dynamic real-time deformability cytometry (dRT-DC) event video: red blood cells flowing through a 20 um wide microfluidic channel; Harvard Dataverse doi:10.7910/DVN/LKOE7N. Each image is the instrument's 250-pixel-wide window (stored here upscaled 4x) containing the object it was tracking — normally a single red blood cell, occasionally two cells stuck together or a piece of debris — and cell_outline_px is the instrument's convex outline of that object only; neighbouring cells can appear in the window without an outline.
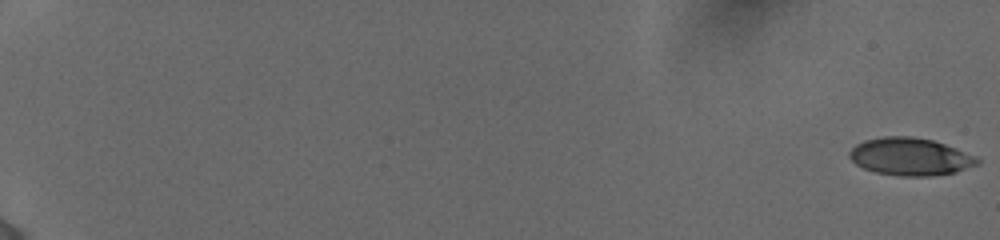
{"species": "human", "species_latin": "Homo sapiens", "temperature_condition": "cold", "stored_images_in_passage": 57, "camera_frame_rate_fps": 3000, "um_per_image_px": 0.085, "donor": {"sex": "female"}, "frame": {"image": 1, "passage_image": 1, "time_ms": 0.0, "image_size_px": [1000, 240], "cell_outline_px": [[980, 164], [956, 172], [932, 176], [900, 176], [876, 172], [864, 168], [856, 164], [848, 156], [848, 152], [856, 144], [864, 140], [884, 136], [912, 136], [932, 140], [956, 148], [976, 156], [980, 160]], "centroid_in_image_um": [77.38, 13.31], "position_along_channel_um": 7.6, "area_um2": 28.09}}
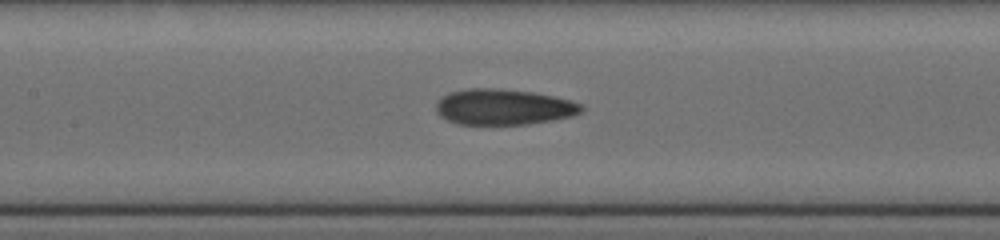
{"frame": {"image": 2, "passage_image": 31, "time_ms": 10.0, "image_size_px": [1000, 240], "cell_outline_px": [[584, 108], [580, 112], [572, 116], [552, 120], [528, 124], [456, 124], [440, 116], [436, 112], [436, 104], [440, 96], [448, 92], [468, 88], [500, 88], [532, 92], [552, 96], [568, 100], [580, 104]], "centroid_in_image_um": [42.74, 9.08], "position_along_channel_um": 164.7, "area_um2": 30.35}}
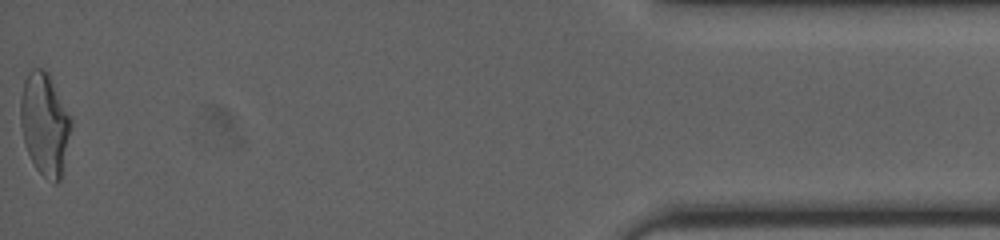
{"frame": {"image": 3, "passage_image": 57, "time_ms": 18.667, "image_size_px": [1000, 240], "cell_outline_px": [[72, 124], [60, 180], [56, 184], [44, 176], [36, 168], [24, 144], [20, 124], [20, 100], [24, 80], [28, 72], [32, 68], [40, 68], [48, 72], [72, 120]], "centroid_in_image_um": [3.78, 10.52], "position_along_channel_um": 431.4, "area_um2": 29.94}, "authors_computed_cell_mechanics": {"area_um2": 28.9578, "velocity_mm_per_s": 3.8963, "shape_relaxation_time_tau1_ms": 5.4106, "shape_relaxation_time_tau2_ms": 1.8577, "deformation_change_tau1": 0.1724, "deformation_change_tau2": 0.0883}}